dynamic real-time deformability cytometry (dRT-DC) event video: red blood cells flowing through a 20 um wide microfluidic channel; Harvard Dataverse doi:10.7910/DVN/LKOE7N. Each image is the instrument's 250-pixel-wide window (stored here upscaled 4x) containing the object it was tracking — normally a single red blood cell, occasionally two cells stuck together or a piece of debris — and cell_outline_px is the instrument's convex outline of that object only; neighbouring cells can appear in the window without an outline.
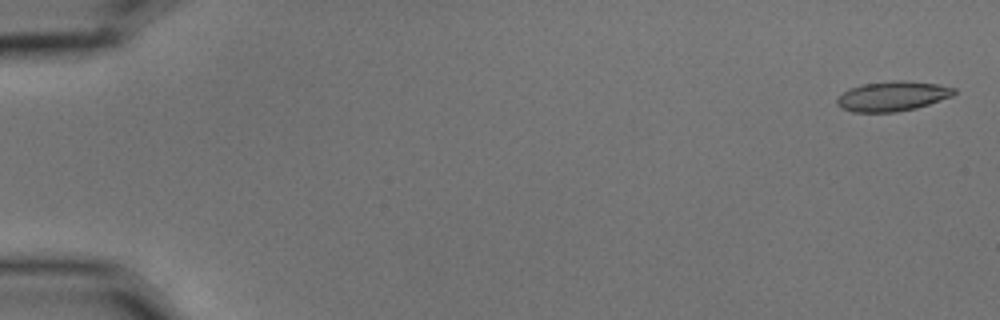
{"species": "common noctule bat (a hibernating species)", "species_latin": "Nyctalus noctula", "temperature_condition": "cold", "stored_images_in_passage": 6, "camera_frame_rate_fps": 3000, "um_per_image_px": 0.085, "animal": {"sex": "male", "body_mass_g": 15.6}, "frame": {"image": 1, "passage_image": 1, "time_ms": 0.0, "image_size_px": [1000, 320], "cell_outline_px": [[956, 92], [952, 96], [916, 108], [896, 112], [852, 112], [836, 104], [836, 100], [844, 92], [852, 88], [864, 84], [892, 80], [904, 80], [936, 84], [956, 88]], "centroid_in_image_um": [75.88, 8.17], "position_along_channel_um": 9.1, "area_um2": 20.11}}
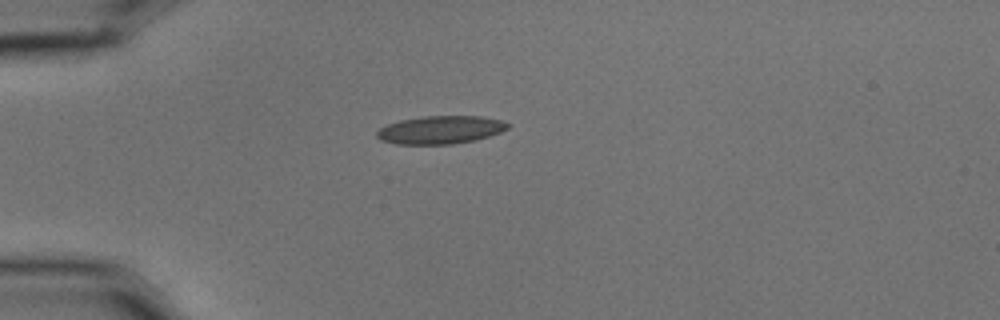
{"frame": {"image": 2, "passage_image": 4, "time_ms": 1.0, "image_size_px": [1000, 320], "cell_outline_px": [[512, 124], [508, 128], [500, 132], [476, 140], [452, 144], [396, 144], [380, 140], [376, 136], [376, 132], [380, 128], [388, 124], [400, 120], [424, 116], [480, 116], [500, 120]], "centroid_in_image_um": [37.44, 11.04], "position_along_channel_um": 47.6, "area_um2": 21.39}}
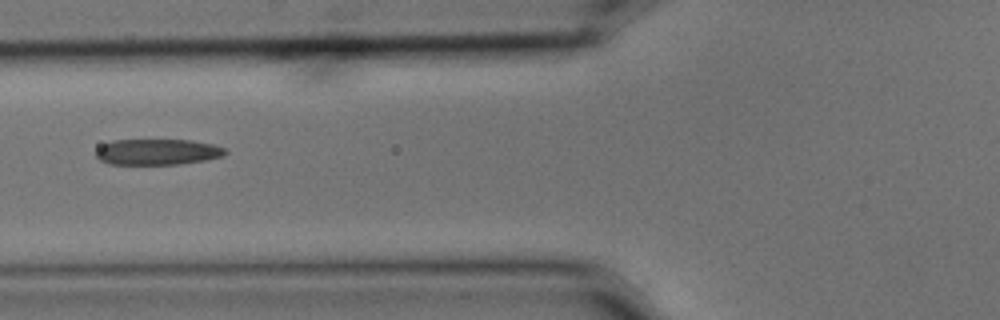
{"frame": {"image": 3, "passage_image": 6, "time_ms": 1.667, "image_size_px": [1000, 320], "cell_outline_px": [[228, 152], [224, 156], [204, 160], [180, 164], [108, 164], [100, 160], [96, 156], [96, 148], [112, 140], [192, 140], [212, 144], [224, 148]], "centroid_in_image_um": [13.37, 12.91], "position_along_channel_um": 112.4, "area_um2": 19.54}}